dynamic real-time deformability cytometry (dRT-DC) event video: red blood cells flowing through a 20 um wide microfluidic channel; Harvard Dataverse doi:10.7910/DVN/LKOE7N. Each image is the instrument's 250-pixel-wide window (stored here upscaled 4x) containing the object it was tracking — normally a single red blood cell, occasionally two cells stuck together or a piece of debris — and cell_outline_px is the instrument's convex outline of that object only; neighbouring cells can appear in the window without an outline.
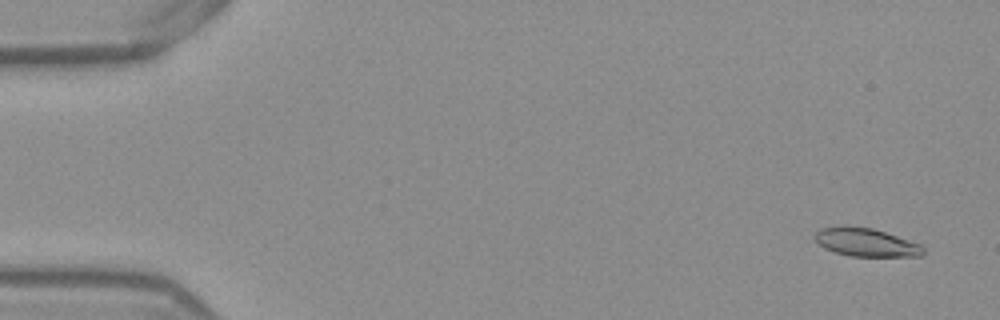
{"species": "Egyptian fruit bat (a non-hibernating species)", "species_latin": "Rousettus aegyptiacus", "temperature_condition": "warm", "stored_images_in_passage": 27, "camera_frame_rate_fps": 3000, "um_per_image_px": 0.085, "frame": {"image": 1, "passage_image": 3, "time_ms": 0.667, "image_size_px": [1000, 320], "cell_outline_px": [[924, 252], [920, 256], [852, 256], [836, 252], [824, 248], [812, 236], [820, 228], [848, 224], [872, 228], [920, 244], [924, 248]], "centroid_in_image_um": [73.56, 20.57], "position_along_channel_um": 11.4, "area_um2": 17.86}}
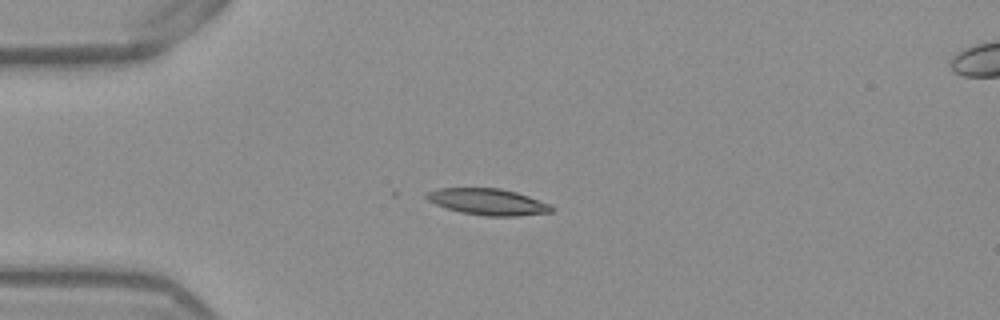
{"frame": {"image": 2, "passage_image": 14, "time_ms": 4.333, "image_size_px": [1000, 320], "cell_outline_px": [[556, 208], [552, 212], [520, 216], [484, 216], [460, 212], [436, 204], [428, 200], [424, 196], [428, 192], [440, 188], [500, 188], [516, 192], [552, 204]], "centroid_in_image_um": [41.53, 17.16], "position_along_channel_um": 43.5, "area_um2": 19.31}}
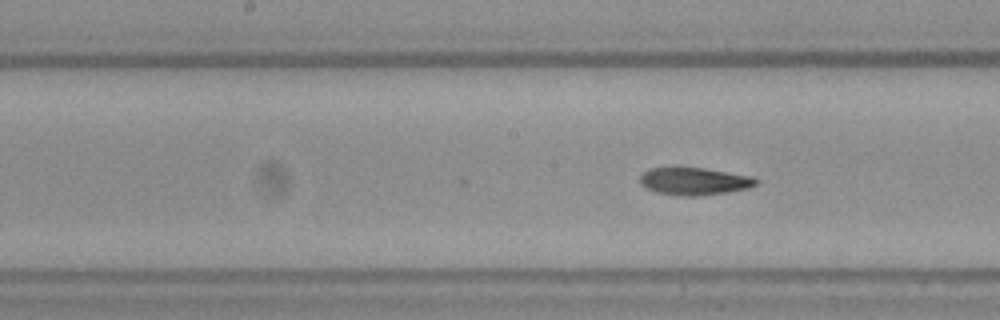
{"frame": {"image": 3, "passage_image": 27, "time_ms": 8.667, "image_size_px": [1000, 320], "cell_outline_px": [[760, 180], [756, 184], [748, 188], [728, 192], [696, 196], [676, 196], [656, 192], [640, 184], [640, 176], [648, 168], [676, 164], [704, 168], [752, 176]], "centroid_in_image_um": [58.95, 15.36], "position_along_channel_um": 189.2, "area_um2": 19.36}}